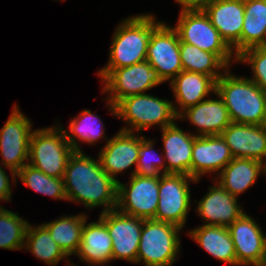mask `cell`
I'll return each instance as SVG.
<instances>
[{
    "label": "cell",
    "mask_w": 266,
    "mask_h": 266,
    "mask_svg": "<svg viewBox=\"0 0 266 266\" xmlns=\"http://www.w3.org/2000/svg\"><path fill=\"white\" fill-rule=\"evenodd\" d=\"M67 200L82 202L87 208L106 206L102 213L115 210L118 202V180L109 176L98 160L82 151H74L63 176Z\"/></svg>",
    "instance_id": "6da1fadb"
},
{
    "label": "cell",
    "mask_w": 266,
    "mask_h": 266,
    "mask_svg": "<svg viewBox=\"0 0 266 266\" xmlns=\"http://www.w3.org/2000/svg\"><path fill=\"white\" fill-rule=\"evenodd\" d=\"M180 58L183 71L208 75L215 81L223 75L217 69L228 67L217 54L201 50L197 46L185 42H180Z\"/></svg>",
    "instance_id": "83f0119b"
},
{
    "label": "cell",
    "mask_w": 266,
    "mask_h": 266,
    "mask_svg": "<svg viewBox=\"0 0 266 266\" xmlns=\"http://www.w3.org/2000/svg\"><path fill=\"white\" fill-rule=\"evenodd\" d=\"M233 158L221 135L197 136L192 147L191 177L199 181L207 172H221Z\"/></svg>",
    "instance_id": "2e32d148"
},
{
    "label": "cell",
    "mask_w": 266,
    "mask_h": 266,
    "mask_svg": "<svg viewBox=\"0 0 266 266\" xmlns=\"http://www.w3.org/2000/svg\"><path fill=\"white\" fill-rule=\"evenodd\" d=\"M264 50H266V41L265 43L261 46Z\"/></svg>",
    "instance_id": "74e56055"
},
{
    "label": "cell",
    "mask_w": 266,
    "mask_h": 266,
    "mask_svg": "<svg viewBox=\"0 0 266 266\" xmlns=\"http://www.w3.org/2000/svg\"><path fill=\"white\" fill-rule=\"evenodd\" d=\"M259 266H266V251H265V255H264V257H263V259H262V261H261Z\"/></svg>",
    "instance_id": "8d00e7d4"
},
{
    "label": "cell",
    "mask_w": 266,
    "mask_h": 266,
    "mask_svg": "<svg viewBox=\"0 0 266 266\" xmlns=\"http://www.w3.org/2000/svg\"><path fill=\"white\" fill-rule=\"evenodd\" d=\"M266 41V0L244 1V21L241 31V53L261 47Z\"/></svg>",
    "instance_id": "484cf974"
},
{
    "label": "cell",
    "mask_w": 266,
    "mask_h": 266,
    "mask_svg": "<svg viewBox=\"0 0 266 266\" xmlns=\"http://www.w3.org/2000/svg\"><path fill=\"white\" fill-rule=\"evenodd\" d=\"M98 74L106 82L103 91L110 93L108 102L114 106L164 82L147 60L123 68L101 69Z\"/></svg>",
    "instance_id": "52a82bcc"
},
{
    "label": "cell",
    "mask_w": 266,
    "mask_h": 266,
    "mask_svg": "<svg viewBox=\"0 0 266 266\" xmlns=\"http://www.w3.org/2000/svg\"><path fill=\"white\" fill-rule=\"evenodd\" d=\"M59 128L33 131L29 147L28 164L54 178H63L67 161L74 152L65 138L64 129Z\"/></svg>",
    "instance_id": "8992f818"
},
{
    "label": "cell",
    "mask_w": 266,
    "mask_h": 266,
    "mask_svg": "<svg viewBox=\"0 0 266 266\" xmlns=\"http://www.w3.org/2000/svg\"><path fill=\"white\" fill-rule=\"evenodd\" d=\"M86 221L76 254L81 260L91 265H102L112 261V238L105 222L100 217L98 222L86 225Z\"/></svg>",
    "instance_id": "7402d4cb"
},
{
    "label": "cell",
    "mask_w": 266,
    "mask_h": 266,
    "mask_svg": "<svg viewBox=\"0 0 266 266\" xmlns=\"http://www.w3.org/2000/svg\"><path fill=\"white\" fill-rule=\"evenodd\" d=\"M171 87L175 94L176 102L185 110L195 106L211 91H216V81L208 75L191 71H181L171 80Z\"/></svg>",
    "instance_id": "603a6c76"
},
{
    "label": "cell",
    "mask_w": 266,
    "mask_h": 266,
    "mask_svg": "<svg viewBox=\"0 0 266 266\" xmlns=\"http://www.w3.org/2000/svg\"><path fill=\"white\" fill-rule=\"evenodd\" d=\"M188 234L213 257L237 265L235 246L227 227L205 224Z\"/></svg>",
    "instance_id": "d4e9b609"
},
{
    "label": "cell",
    "mask_w": 266,
    "mask_h": 266,
    "mask_svg": "<svg viewBox=\"0 0 266 266\" xmlns=\"http://www.w3.org/2000/svg\"><path fill=\"white\" fill-rule=\"evenodd\" d=\"M214 93L220 99L201 101L197 105L185 109L184 112L181 111L178 115V118L185 116L192 124L198 126L200 134L197 136L221 135L232 123L222 98L216 92Z\"/></svg>",
    "instance_id": "44dd1931"
},
{
    "label": "cell",
    "mask_w": 266,
    "mask_h": 266,
    "mask_svg": "<svg viewBox=\"0 0 266 266\" xmlns=\"http://www.w3.org/2000/svg\"><path fill=\"white\" fill-rule=\"evenodd\" d=\"M174 28L179 35L180 42L215 53L229 65L233 54L232 49L202 9L181 10L177 26Z\"/></svg>",
    "instance_id": "ba28073f"
},
{
    "label": "cell",
    "mask_w": 266,
    "mask_h": 266,
    "mask_svg": "<svg viewBox=\"0 0 266 266\" xmlns=\"http://www.w3.org/2000/svg\"><path fill=\"white\" fill-rule=\"evenodd\" d=\"M164 142L165 174H184L191 177V159L194 139L197 135L186 134L174 123L162 129Z\"/></svg>",
    "instance_id": "ffe728a7"
},
{
    "label": "cell",
    "mask_w": 266,
    "mask_h": 266,
    "mask_svg": "<svg viewBox=\"0 0 266 266\" xmlns=\"http://www.w3.org/2000/svg\"><path fill=\"white\" fill-rule=\"evenodd\" d=\"M153 144L154 142L152 140H146L145 136L142 137L137 165L132 172V175L137 174L144 177H160V171L162 168H164L162 174H165V167H163L165 163L161 162L159 158L157 160V157L154 155Z\"/></svg>",
    "instance_id": "d6a6232c"
},
{
    "label": "cell",
    "mask_w": 266,
    "mask_h": 266,
    "mask_svg": "<svg viewBox=\"0 0 266 266\" xmlns=\"http://www.w3.org/2000/svg\"><path fill=\"white\" fill-rule=\"evenodd\" d=\"M114 115L129 122L131 128H123L126 132H138L152 125H161V129L174 124L180 114L179 110L169 101L143 93L132 95L120 100L115 106L108 103Z\"/></svg>",
    "instance_id": "277c9868"
},
{
    "label": "cell",
    "mask_w": 266,
    "mask_h": 266,
    "mask_svg": "<svg viewBox=\"0 0 266 266\" xmlns=\"http://www.w3.org/2000/svg\"><path fill=\"white\" fill-rule=\"evenodd\" d=\"M105 139L108 141L99 153V161L102 169L115 179L117 173L137 165L142 137L138 138L133 132L120 130L112 139Z\"/></svg>",
    "instance_id": "ac0fdd59"
},
{
    "label": "cell",
    "mask_w": 266,
    "mask_h": 266,
    "mask_svg": "<svg viewBox=\"0 0 266 266\" xmlns=\"http://www.w3.org/2000/svg\"><path fill=\"white\" fill-rule=\"evenodd\" d=\"M232 123L266 125V93L252 80L228 70L216 81V91Z\"/></svg>",
    "instance_id": "7a4b0ae2"
},
{
    "label": "cell",
    "mask_w": 266,
    "mask_h": 266,
    "mask_svg": "<svg viewBox=\"0 0 266 266\" xmlns=\"http://www.w3.org/2000/svg\"><path fill=\"white\" fill-rule=\"evenodd\" d=\"M16 176L36 192L54 197L55 199H67L63 178L48 176L28 163L16 173Z\"/></svg>",
    "instance_id": "f546056e"
},
{
    "label": "cell",
    "mask_w": 266,
    "mask_h": 266,
    "mask_svg": "<svg viewBox=\"0 0 266 266\" xmlns=\"http://www.w3.org/2000/svg\"><path fill=\"white\" fill-rule=\"evenodd\" d=\"M221 136L234 158L254 159L264 163L266 125L231 123Z\"/></svg>",
    "instance_id": "e0dca14e"
},
{
    "label": "cell",
    "mask_w": 266,
    "mask_h": 266,
    "mask_svg": "<svg viewBox=\"0 0 266 266\" xmlns=\"http://www.w3.org/2000/svg\"><path fill=\"white\" fill-rule=\"evenodd\" d=\"M220 36L237 56L241 54V31L244 21V1L209 0L202 8Z\"/></svg>",
    "instance_id": "5bb4252c"
},
{
    "label": "cell",
    "mask_w": 266,
    "mask_h": 266,
    "mask_svg": "<svg viewBox=\"0 0 266 266\" xmlns=\"http://www.w3.org/2000/svg\"><path fill=\"white\" fill-rule=\"evenodd\" d=\"M227 229L235 246L237 265L259 266L266 251V236L261 227L244 213Z\"/></svg>",
    "instance_id": "9a60e30c"
},
{
    "label": "cell",
    "mask_w": 266,
    "mask_h": 266,
    "mask_svg": "<svg viewBox=\"0 0 266 266\" xmlns=\"http://www.w3.org/2000/svg\"><path fill=\"white\" fill-rule=\"evenodd\" d=\"M11 189L9 184V178L6 175V172L0 166V199L8 201L11 199Z\"/></svg>",
    "instance_id": "e575fe53"
},
{
    "label": "cell",
    "mask_w": 266,
    "mask_h": 266,
    "mask_svg": "<svg viewBox=\"0 0 266 266\" xmlns=\"http://www.w3.org/2000/svg\"><path fill=\"white\" fill-rule=\"evenodd\" d=\"M266 165L254 159L233 158L220 172L219 184L231 195L237 197L256 182Z\"/></svg>",
    "instance_id": "cb8c5ba5"
},
{
    "label": "cell",
    "mask_w": 266,
    "mask_h": 266,
    "mask_svg": "<svg viewBox=\"0 0 266 266\" xmlns=\"http://www.w3.org/2000/svg\"><path fill=\"white\" fill-rule=\"evenodd\" d=\"M237 60L251 64L254 77L250 80L266 93V50L262 47L248 48L237 56Z\"/></svg>",
    "instance_id": "836d02e7"
},
{
    "label": "cell",
    "mask_w": 266,
    "mask_h": 266,
    "mask_svg": "<svg viewBox=\"0 0 266 266\" xmlns=\"http://www.w3.org/2000/svg\"><path fill=\"white\" fill-rule=\"evenodd\" d=\"M182 228L163 221L144 219L137 252L145 266H171L180 250L178 233Z\"/></svg>",
    "instance_id": "5b68a950"
},
{
    "label": "cell",
    "mask_w": 266,
    "mask_h": 266,
    "mask_svg": "<svg viewBox=\"0 0 266 266\" xmlns=\"http://www.w3.org/2000/svg\"><path fill=\"white\" fill-rule=\"evenodd\" d=\"M159 201V177L131 175L130 185L118 181L116 209L142 219H154Z\"/></svg>",
    "instance_id": "8fae6325"
},
{
    "label": "cell",
    "mask_w": 266,
    "mask_h": 266,
    "mask_svg": "<svg viewBox=\"0 0 266 266\" xmlns=\"http://www.w3.org/2000/svg\"><path fill=\"white\" fill-rule=\"evenodd\" d=\"M98 119L100 118L97 115L85 109L78 117L71 120L69 129L72 135L68 134L66 130H64V134L74 151H81L78 143L75 142L76 138L92 144L96 140L105 137L103 136L104 129H102L104 126L103 124L101 126V122L98 123Z\"/></svg>",
    "instance_id": "4dcf8cb0"
},
{
    "label": "cell",
    "mask_w": 266,
    "mask_h": 266,
    "mask_svg": "<svg viewBox=\"0 0 266 266\" xmlns=\"http://www.w3.org/2000/svg\"><path fill=\"white\" fill-rule=\"evenodd\" d=\"M31 126L29 119L14 105L9 119L0 131L2 164L11 170L13 179L27 164L24 161L29 160L30 139L33 133Z\"/></svg>",
    "instance_id": "30bf717a"
},
{
    "label": "cell",
    "mask_w": 266,
    "mask_h": 266,
    "mask_svg": "<svg viewBox=\"0 0 266 266\" xmlns=\"http://www.w3.org/2000/svg\"><path fill=\"white\" fill-rule=\"evenodd\" d=\"M181 4L182 10L202 9L209 0H175Z\"/></svg>",
    "instance_id": "d590c367"
},
{
    "label": "cell",
    "mask_w": 266,
    "mask_h": 266,
    "mask_svg": "<svg viewBox=\"0 0 266 266\" xmlns=\"http://www.w3.org/2000/svg\"><path fill=\"white\" fill-rule=\"evenodd\" d=\"M29 223L17 213L5 210L0 206V248L15 250L25 245V236Z\"/></svg>",
    "instance_id": "1f68e13d"
},
{
    "label": "cell",
    "mask_w": 266,
    "mask_h": 266,
    "mask_svg": "<svg viewBox=\"0 0 266 266\" xmlns=\"http://www.w3.org/2000/svg\"><path fill=\"white\" fill-rule=\"evenodd\" d=\"M165 82L183 71L180 58V39L175 28L162 23L151 37L147 59Z\"/></svg>",
    "instance_id": "4fadbf2b"
},
{
    "label": "cell",
    "mask_w": 266,
    "mask_h": 266,
    "mask_svg": "<svg viewBox=\"0 0 266 266\" xmlns=\"http://www.w3.org/2000/svg\"><path fill=\"white\" fill-rule=\"evenodd\" d=\"M33 228L31 224L28 225L24 244L25 247L27 245L26 249L31 250L37 258L50 265H55L63 258L68 257L43 225Z\"/></svg>",
    "instance_id": "f1b7e54d"
},
{
    "label": "cell",
    "mask_w": 266,
    "mask_h": 266,
    "mask_svg": "<svg viewBox=\"0 0 266 266\" xmlns=\"http://www.w3.org/2000/svg\"><path fill=\"white\" fill-rule=\"evenodd\" d=\"M100 218L105 222L112 238V260L126 259L137 264V252L144 219L111 210Z\"/></svg>",
    "instance_id": "7c38bea8"
},
{
    "label": "cell",
    "mask_w": 266,
    "mask_h": 266,
    "mask_svg": "<svg viewBox=\"0 0 266 266\" xmlns=\"http://www.w3.org/2000/svg\"><path fill=\"white\" fill-rule=\"evenodd\" d=\"M162 23H156L153 15H138L124 20L116 29L110 48L107 66L102 69H116L143 62L155 30Z\"/></svg>",
    "instance_id": "3957f363"
},
{
    "label": "cell",
    "mask_w": 266,
    "mask_h": 266,
    "mask_svg": "<svg viewBox=\"0 0 266 266\" xmlns=\"http://www.w3.org/2000/svg\"><path fill=\"white\" fill-rule=\"evenodd\" d=\"M197 211L208 223L206 225L230 226L244 212L237 204V197L231 195L219 183L199 201Z\"/></svg>",
    "instance_id": "d6986e66"
},
{
    "label": "cell",
    "mask_w": 266,
    "mask_h": 266,
    "mask_svg": "<svg viewBox=\"0 0 266 266\" xmlns=\"http://www.w3.org/2000/svg\"><path fill=\"white\" fill-rule=\"evenodd\" d=\"M87 217L82 214L78 216H66L53 222L45 223L43 226L49 231L52 239L70 256L77 253L82 240V230Z\"/></svg>",
    "instance_id": "4316f807"
},
{
    "label": "cell",
    "mask_w": 266,
    "mask_h": 266,
    "mask_svg": "<svg viewBox=\"0 0 266 266\" xmlns=\"http://www.w3.org/2000/svg\"><path fill=\"white\" fill-rule=\"evenodd\" d=\"M189 179L198 182L184 174H162L159 177V201L154 220L184 227L190 206Z\"/></svg>",
    "instance_id": "9c48e42d"
}]
</instances>
